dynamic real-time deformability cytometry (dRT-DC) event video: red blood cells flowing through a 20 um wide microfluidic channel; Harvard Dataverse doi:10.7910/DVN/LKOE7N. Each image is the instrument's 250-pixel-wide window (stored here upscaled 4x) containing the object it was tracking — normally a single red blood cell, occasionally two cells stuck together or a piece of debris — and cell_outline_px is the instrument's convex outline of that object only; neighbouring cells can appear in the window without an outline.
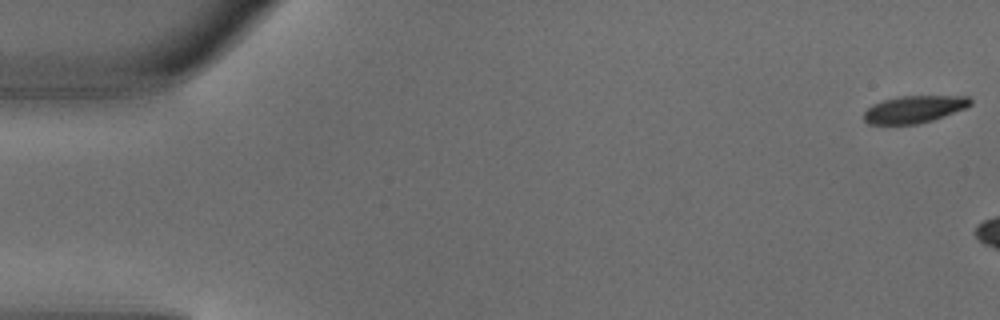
{"species": "common noctule bat (a hibernating species)", "species_latin": "Nyctalus noctula", "temperature_condition": "warm", "stored_images_in_passage": 4, "segment_of_instrument_passage": [2, 2], "camera_frame_rate_fps": 3000, "um_per_image_px": 0.085, "animal": {"sex": "male", "body_mass_g": 18.8}, "frame": {"image": 1, "passage_image": 4, "time_ms": 1.0, "image_size_px": [1000, 320], "cell_outline_px": [[972, 104], [964, 108], [944, 116], [932, 120], [916, 124], [868, 124], [864, 120], [864, 112], [872, 104], [884, 100], [900, 96], [968, 96], [972, 100]], "centroid_in_image_um": [77.69, 9.28], "position_along_channel_um": 7.3, "area_um2": 16.76}}